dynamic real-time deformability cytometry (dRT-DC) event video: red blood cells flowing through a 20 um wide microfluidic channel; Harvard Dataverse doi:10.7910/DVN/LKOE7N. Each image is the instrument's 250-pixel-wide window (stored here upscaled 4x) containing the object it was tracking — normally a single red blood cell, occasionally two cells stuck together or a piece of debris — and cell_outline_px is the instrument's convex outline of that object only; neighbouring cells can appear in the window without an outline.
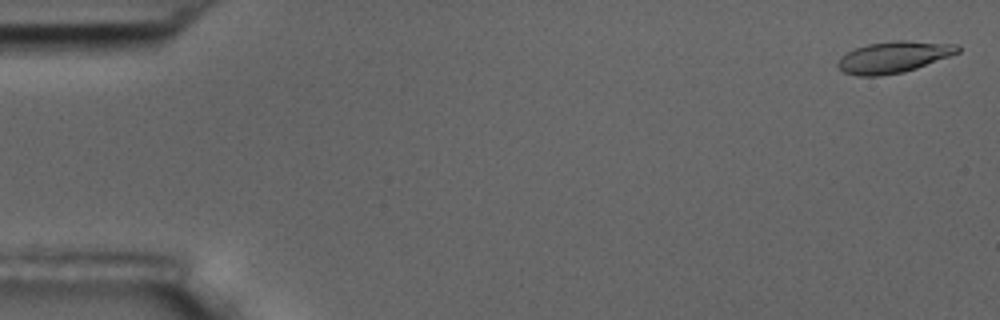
{"species": "common noctule bat (a hibernating species)", "species_latin": "Nyctalus noctula", "temperature_condition": "room temperature", "stored_images_in_passage": 56, "camera_frame_rate_fps": 3000, "um_per_image_px": 0.085, "animal": {"sex": "male", "body_mass_g": 17.5, "forearm_length_mm": 52.3}, "frame": {"image": 1, "passage_image": 2, "time_ms": 0.333, "image_size_px": [1000, 320], "cell_outline_px": [[960, 52], [916, 68], [904, 72], [880, 76], [856, 76], [844, 72], [836, 64], [848, 52], [856, 48], [868, 44], [892, 40], [908, 40], [956, 44], [960, 48]], "centroid_in_image_um": [75.98, 4.85], "position_along_channel_um": 9.0, "area_um2": 21.79}}
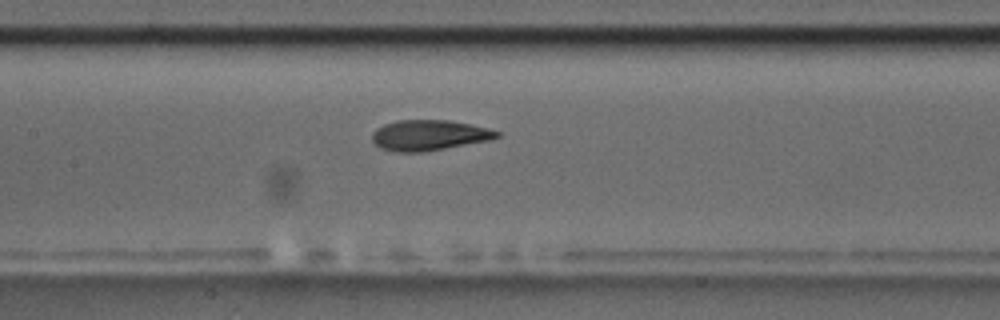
{"frame": {"image": 2, "passage_image": 27, "time_ms": 8.667, "image_size_px": [1000, 320], "cell_outline_px": [[500, 136], [492, 140], [424, 152], [396, 152], [380, 148], [372, 140], [372, 132], [376, 128], [384, 124], [396, 120], [448, 120], [488, 128], [500, 132]], "centroid_in_image_um": [36.46, 11.5], "position_along_channel_um": 170.9, "area_um2": 22.31}}
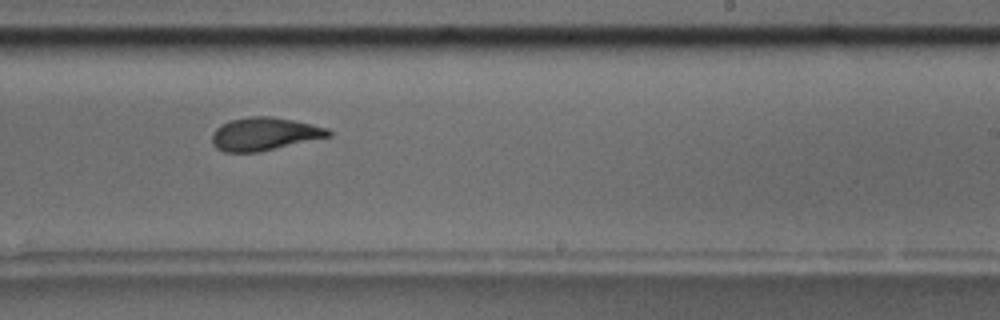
{"frame": {"image": 3, "passage_image": 35, "time_ms": 11.333, "image_size_px": [1000, 320], "cell_outline_px": [[332, 136], [260, 152], [224, 152], [216, 148], [212, 144], [212, 132], [220, 124], [228, 120], [248, 116], [272, 116], [312, 124], [328, 128], [332, 132]], "centroid_in_image_um": [22.46, 11.38], "position_along_channel_um": 266.5, "area_um2": 22.72}, "authors_computed_cell_mechanics": {"area_um2": 22.3975, "velocity_mm_per_s": 3.6049, "shape_relaxation_time_tau1_ms": 4.598, "shape_relaxation_time_tau2_ms": 1.8087, "deformation_change_tau1": 0.1673, "deformation_change_tau2": 0.0814}}